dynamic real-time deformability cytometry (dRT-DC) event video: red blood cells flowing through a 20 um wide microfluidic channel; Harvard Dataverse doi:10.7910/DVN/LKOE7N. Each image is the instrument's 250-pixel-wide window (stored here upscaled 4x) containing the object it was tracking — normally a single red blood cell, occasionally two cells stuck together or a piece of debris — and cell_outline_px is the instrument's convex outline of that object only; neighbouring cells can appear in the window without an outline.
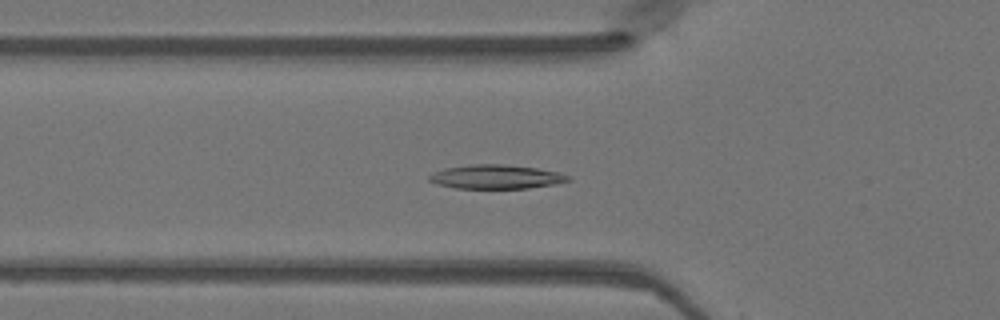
{"species": "Egyptian fruit bat (a non-hibernating species)", "species_latin": "Rousettus aegyptiacus", "temperature_condition": "warm", "stored_images_in_passage": 4, "camera_frame_rate_fps": 3000, "um_per_image_px": 0.085, "animal": {"sex": "female"}, "frame": {"image": 1, "passage_image": 3, "time_ms": 0.667, "image_size_px": [1000, 320], "cell_outline_px": [[572, 180], [556, 184], [528, 188], [456, 188], [436, 184], [428, 180], [428, 176], [444, 168], [472, 164], [504, 164], [536, 168], [560, 172], [568, 176]], "centroid_in_image_um": [42.18, 15.03], "position_along_channel_um": 83.6, "area_um2": 19.42}}